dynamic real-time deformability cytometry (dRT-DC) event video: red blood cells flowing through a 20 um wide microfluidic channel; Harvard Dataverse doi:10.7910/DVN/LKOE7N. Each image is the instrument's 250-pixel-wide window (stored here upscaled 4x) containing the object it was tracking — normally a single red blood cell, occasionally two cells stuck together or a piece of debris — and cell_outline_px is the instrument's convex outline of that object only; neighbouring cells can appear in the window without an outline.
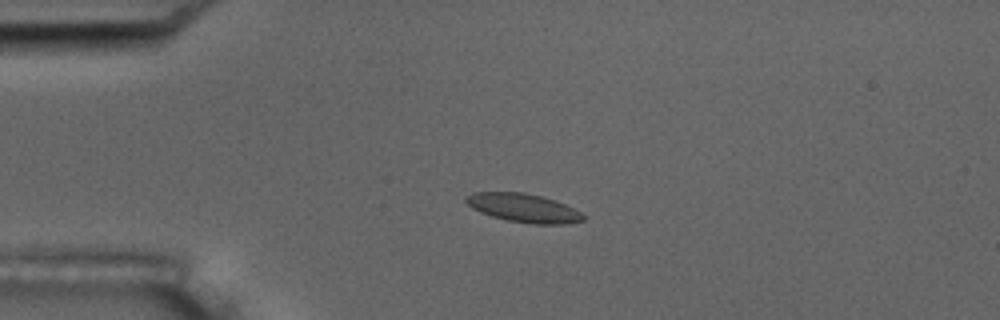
{"species": "common noctule bat (a hibernating species)", "species_latin": "Nyctalus noctula", "temperature_condition": "room temperature", "stored_images_in_passage": 6, "camera_frame_rate_fps": 3000, "um_per_image_px": 0.085, "animal": {"sex": "male", "body_mass_g": 17.5, "forearm_length_mm": 52.3}, "frame": {"image": 1, "passage_image": 4, "time_ms": 4.333, "image_size_px": [1000, 320], "cell_outline_px": [[584, 220], [564, 224], [532, 224], [508, 220], [492, 216], [480, 212], [472, 208], [464, 200], [464, 196], [472, 192], [524, 192], [556, 200], [580, 212], [584, 216]], "centroid_in_image_um": [44.46, 17.66], "position_along_channel_um": 40.5, "area_um2": 19.48}}